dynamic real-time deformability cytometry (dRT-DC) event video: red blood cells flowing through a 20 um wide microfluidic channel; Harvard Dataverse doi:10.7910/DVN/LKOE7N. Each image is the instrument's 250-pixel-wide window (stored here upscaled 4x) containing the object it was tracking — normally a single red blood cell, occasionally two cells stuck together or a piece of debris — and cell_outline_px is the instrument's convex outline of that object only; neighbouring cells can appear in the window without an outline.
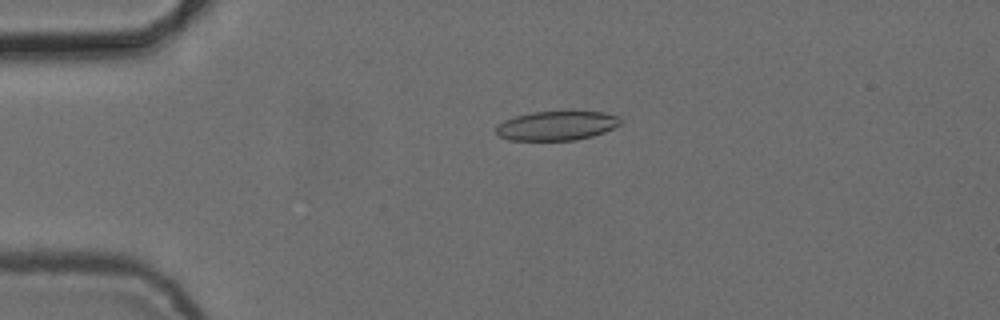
{"species": "common noctule bat (a hibernating species)", "species_latin": "Nyctalus noctula", "temperature_condition": "cold", "stored_images_in_passage": 4, "camera_frame_rate_fps": 3000, "um_per_image_px": 0.085, "animal": {"sex": "female", "body_mass_g": 24.6, "forearm_length_mm": 56.2}, "frame": {"image": 1, "passage_image": 3, "time_ms": 2.667, "image_size_px": [1000, 320], "cell_outline_px": [[620, 124], [604, 132], [592, 136], [576, 140], [508, 140], [500, 136], [496, 132], [496, 124], [504, 120], [516, 116], [532, 112], [604, 112], [616, 116], [620, 120]], "centroid_in_image_um": [47.27, 10.69], "position_along_channel_um": 37.7, "area_um2": 20.98}}